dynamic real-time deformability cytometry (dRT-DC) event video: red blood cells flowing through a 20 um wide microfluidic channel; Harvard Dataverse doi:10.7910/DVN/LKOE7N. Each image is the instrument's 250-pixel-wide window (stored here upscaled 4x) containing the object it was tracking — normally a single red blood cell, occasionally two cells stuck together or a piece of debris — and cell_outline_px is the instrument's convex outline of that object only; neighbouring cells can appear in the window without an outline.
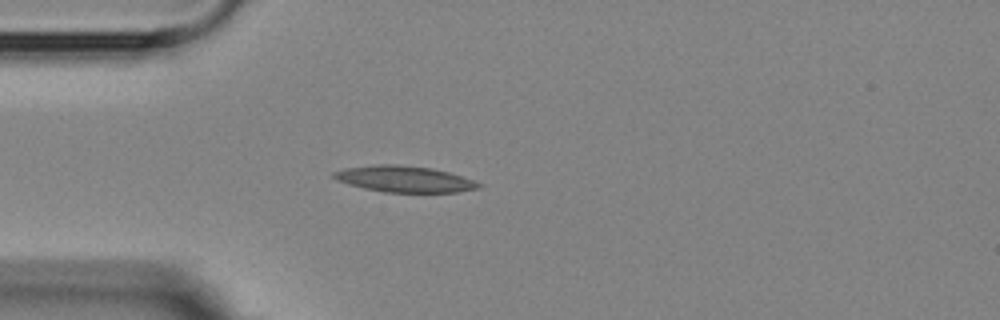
{"species": "Egyptian fruit bat (a non-hibernating species)", "species_latin": "Rousettus aegyptiacus", "temperature_condition": "room temperature", "stored_images_in_passage": 6, "camera_frame_rate_fps": 3000, "um_per_image_px": 0.085, "animal": {"sex": "female"}, "frame": {"image": 1, "passage_image": 4, "time_ms": 3.667, "image_size_px": [1000, 320], "cell_outline_px": [[484, 184], [480, 188], [456, 192], [384, 192], [364, 188], [348, 184], [336, 180], [332, 176], [332, 172], [344, 168], [372, 164], [396, 164], [432, 168], [448, 172]], "centroid_in_image_um": [34.33, 15.21], "position_along_channel_um": 50.7, "area_um2": 22.2}}